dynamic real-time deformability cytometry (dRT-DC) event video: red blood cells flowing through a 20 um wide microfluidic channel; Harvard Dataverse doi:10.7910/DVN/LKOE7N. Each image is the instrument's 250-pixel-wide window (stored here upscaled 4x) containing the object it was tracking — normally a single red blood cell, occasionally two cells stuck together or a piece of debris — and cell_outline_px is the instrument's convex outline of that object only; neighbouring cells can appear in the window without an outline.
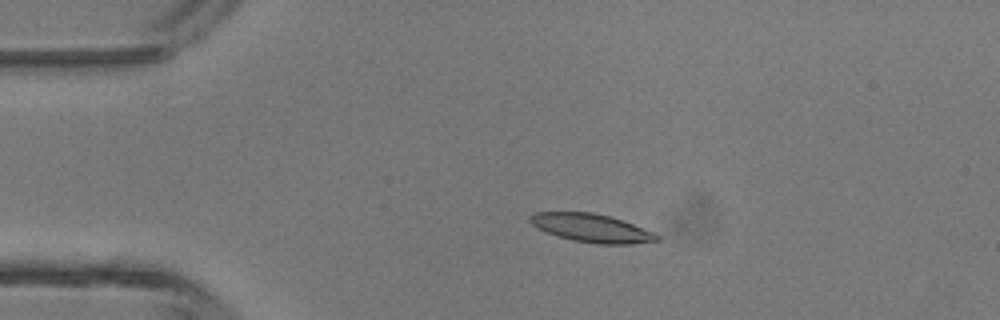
{"species": "common noctule bat (a hibernating species)", "species_latin": "Nyctalus noctula", "temperature_condition": "room temperature", "stored_images_in_passage": 3, "camera_frame_rate_fps": 3000, "um_per_image_px": 0.085, "animal": {"sex": "male", "body_mass_g": 13.3}, "frame": {"image": 1, "passage_image": 2, "time_ms": 2.0, "image_size_px": [1000, 320], "cell_outline_px": [[660, 240], [632, 244], [596, 244], [572, 240], [556, 236], [536, 228], [528, 220], [528, 216], [536, 212], [592, 212], [612, 216], [652, 232], [660, 236]], "centroid_in_image_um": [50.24, 19.38], "position_along_channel_um": 34.8, "area_um2": 21.04}}